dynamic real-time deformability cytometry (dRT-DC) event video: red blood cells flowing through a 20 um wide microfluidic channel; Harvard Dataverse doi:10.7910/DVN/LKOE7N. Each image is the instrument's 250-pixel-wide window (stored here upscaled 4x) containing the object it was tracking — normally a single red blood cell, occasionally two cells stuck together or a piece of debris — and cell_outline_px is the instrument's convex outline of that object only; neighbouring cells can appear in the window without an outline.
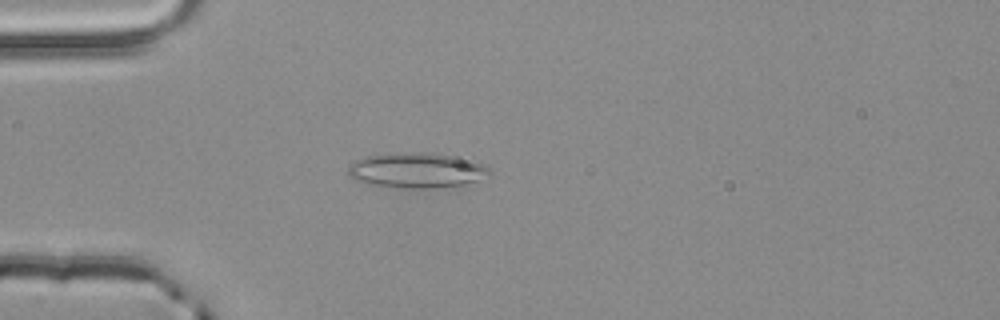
{"species": "common noctule bat (a hibernating species)", "species_latin": "Nyctalus noctula", "temperature_condition": "room temperature", "stored_images_in_passage": 1, "camera_frame_rate_fps": 3000, "um_per_image_px": 0.085, "animal": {"sex": "male", "body_mass_g": 20.4}, "frame": {"image": 1, "passage_image": 1, "time_ms": 0.0, "image_size_px": [1000, 320], "cell_outline_px": [[492, 172], [476, 180], [464, 184], [428, 188], [412, 188], [368, 184], [356, 180], [348, 176], [348, 168], [356, 160], [364, 156], [452, 156], [480, 164], [488, 168]], "centroid_in_image_um": [35.36, 14.55], "position_along_channel_um": 49.6, "area_um2": 26.76}}